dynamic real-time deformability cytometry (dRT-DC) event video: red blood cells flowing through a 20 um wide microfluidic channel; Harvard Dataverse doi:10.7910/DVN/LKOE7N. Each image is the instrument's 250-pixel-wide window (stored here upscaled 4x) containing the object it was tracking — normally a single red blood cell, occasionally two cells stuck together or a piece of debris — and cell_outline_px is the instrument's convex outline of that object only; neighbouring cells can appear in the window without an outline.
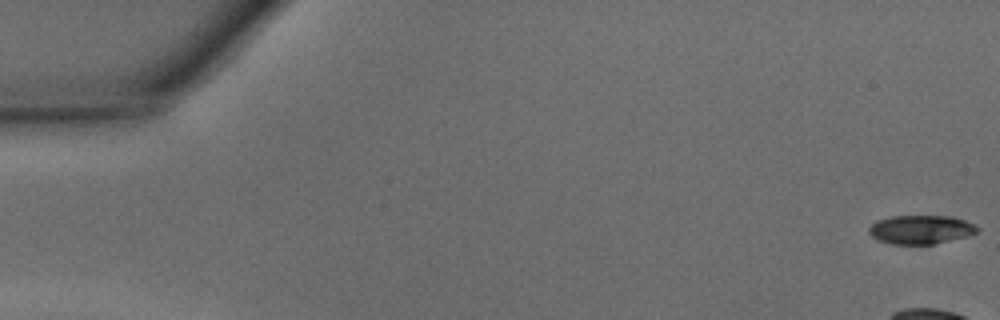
{"species": "common noctule bat (a hibernating species)", "species_latin": "Nyctalus noctula", "temperature_condition": "warm", "stored_images_in_passage": 10, "camera_frame_rate_fps": 3000, "um_per_image_px": 0.085, "animal": {"sex": "male", "body_mass_g": 15.6}, "frame": {"image": 1, "passage_image": 1, "time_ms": 0.0, "image_size_px": [1000, 320], "cell_outline_px": [[980, 232], [968, 236], [932, 244], [892, 244], [876, 240], [868, 232], [868, 228], [876, 220], [892, 216], [952, 216], [976, 224], [980, 228]], "centroid_in_image_um": [78.29, 19.51], "position_along_channel_um": 6.7, "area_um2": 18.38}}